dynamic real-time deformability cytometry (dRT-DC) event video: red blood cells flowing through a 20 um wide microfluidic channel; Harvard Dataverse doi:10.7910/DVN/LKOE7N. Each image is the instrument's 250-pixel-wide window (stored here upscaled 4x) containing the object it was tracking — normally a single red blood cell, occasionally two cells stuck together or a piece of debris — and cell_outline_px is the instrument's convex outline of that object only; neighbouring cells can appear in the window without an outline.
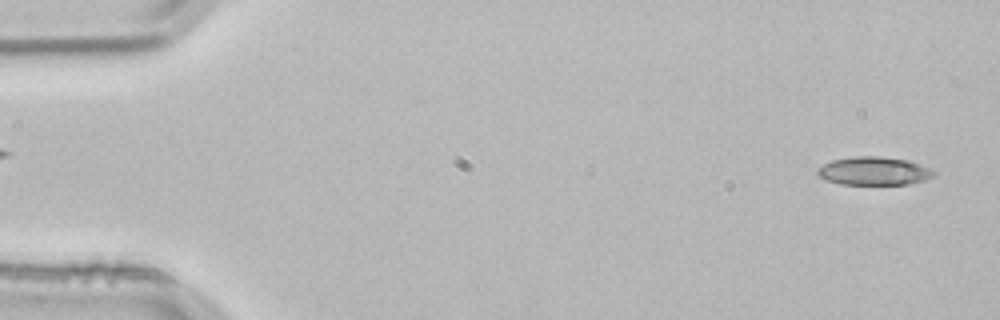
{"species": "common noctule bat (a hibernating species)", "species_latin": "Nyctalus noctula", "temperature_condition": "room temperature", "stored_images_in_passage": 4, "segment_of_instrument_passage": [2, 2], "camera_frame_rate_fps": 3000, "um_per_image_px": 0.085, "animal": {"sex": "male", "body_mass_g": 21.5, "forearm_length_mm": 52.0}, "frame": {"image": 1, "passage_image": 4, "time_ms": 1.0, "image_size_px": [1000, 320], "cell_outline_px": [[936, 176], [924, 180], [908, 184], [840, 184], [828, 180], [820, 176], [816, 172], [824, 164], [832, 160], [856, 156], [880, 156], [908, 160], [920, 164], [936, 172]], "centroid_in_image_um": [74.33, 14.53], "position_along_channel_um": 10.7, "area_um2": 19.02}}